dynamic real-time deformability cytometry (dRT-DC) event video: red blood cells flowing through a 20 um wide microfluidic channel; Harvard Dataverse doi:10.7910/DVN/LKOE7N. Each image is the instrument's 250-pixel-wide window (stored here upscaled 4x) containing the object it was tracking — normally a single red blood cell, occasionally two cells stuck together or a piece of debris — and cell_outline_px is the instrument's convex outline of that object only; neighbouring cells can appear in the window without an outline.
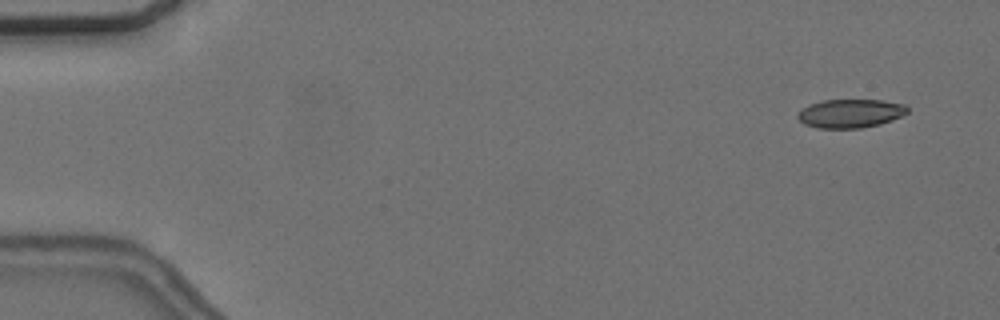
{"species": "common noctule bat (a hibernating species)", "species_latin": "Nyctalus noctula", "temperature_condition": "cold", "stored_images_in_passage": 55, "camera_frame_rate_fps": 3000, "um_per_image_px": 0.085, "animal": {"sex": "female", "body_mass_g": 24.6, "forearm_length_mm": 56.2}, "frame": {"image": 1, "passage_image": 3, "time_ms": 0.667, "image_size_px": [1000, 320], "cell_outline_px": [[908, 112], [892, 120], [880, 124], [860, 128], [816, 128], [804, 124], [796, 116], [808, 104], [824, 100], [884, 100], [904, 104], [908, 108]], "centroid_in_image_um": [72.28, 9.64], "position_along_channel_um": 12.7, "area_um2": 18.26}}
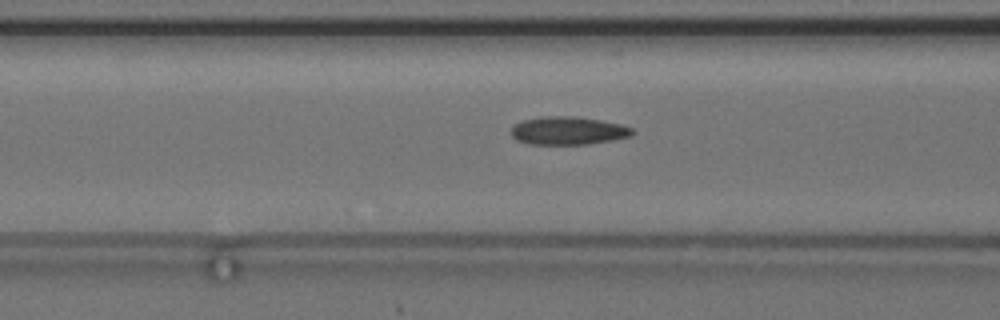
{"frame": {"image": 2, "passage_image": 22, "time_ms": 7.0, "image_size_px": [1000, 320], "cell_outline_px": [[636, 132], [632, 136], [612, 140], [588, 144], [528, 144], [516, 140], [512, 136], [512, 128], [516, 124], [524, 120], [540, 116], [576, 116], [600, 120], [620, 124], [632, 128]], "centroid_in_image_um": [48.31, 11.11], "position_along_channel_um": 118.3, "area_um2": 19.88}}
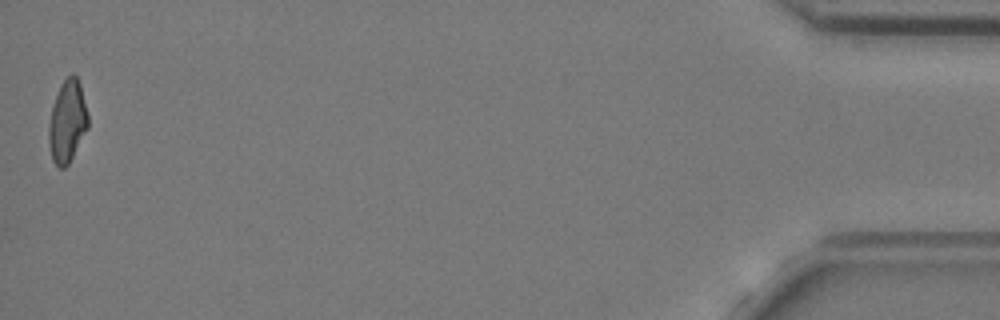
{"frame": {"image": 3, "passage_image": 55, "time_ms": 18.0, "image_size_px": [1000, 320], "cell_outline_px": [[88, 128], [68, 164], [64, 168], [60, 168], [52, 160], [48, 140], [48, 124], [52, 104], [60, 84], [72, 72], [76, 76], [80, 84], [88, 116]], "centroid_in_image_um": [5.7, 10.31], "position_along_channel_um": 429.5, "area_um2": 18.84}, "authors_computed_cell_mechanics": {"area_um2": 19.363, "velocity_mm_per_s": 3.6857, "shape_relaxation_time_tau1_ms": null, "shape_relaxation_time_tau2_ms": 2.9244, "deformation_change_tau1": null, "deformation_change_tau2": 0.09}}